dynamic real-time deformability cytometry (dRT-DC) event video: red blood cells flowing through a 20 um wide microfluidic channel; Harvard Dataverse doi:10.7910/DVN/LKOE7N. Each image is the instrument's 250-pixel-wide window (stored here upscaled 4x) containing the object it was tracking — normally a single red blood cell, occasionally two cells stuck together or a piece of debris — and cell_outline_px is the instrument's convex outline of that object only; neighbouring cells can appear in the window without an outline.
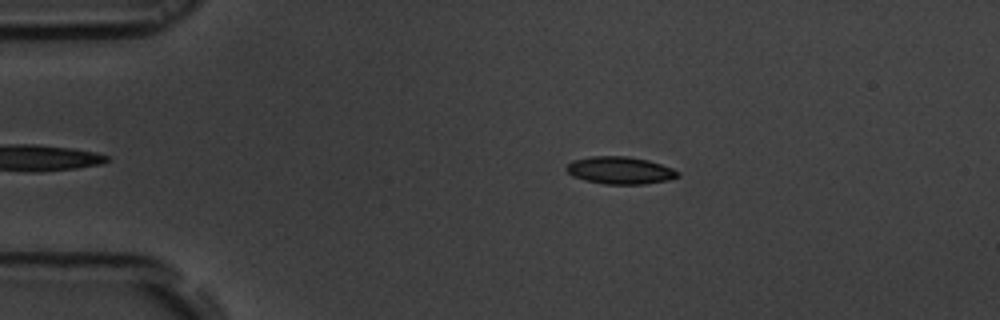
{"species": "common noctule bat (a hibernating species)", "species_latin": "Nyctalus noctula", "temperature_condition": "room temperature", "stored_images_in_passage": 47, "camera_frame_rate_fps": 3000, "um_per_image_px": 0.085, "animal": {"sex": "male", "body_mass_g": 19.5, "forearm_length_mm": 54.6}, "frame": {"image": 1, "passage_image": 10, "time_ms": 3.0, "image_size_px": [1000, 320], "cell_outline_px": [[680, 176], [668, 180], [644, 184], [604, 184], [584, 180], [572, 176], [564, 168], [572, 160], [588, 156], [628, 156], [648, 160], [672, 168], [680, 172]], "centroid_in_image_um": [52.68, 14.48], "position_along_channel_um": 32.3, "area_um2": 17.92}}
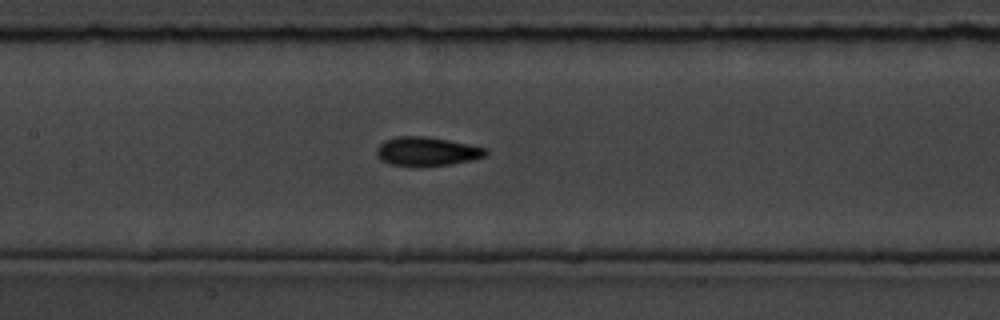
{"frame": {"image": 2, "passage_image": 25, "time_ms": 8.0, "image_size_px": [1000, 320], "cell_outline_px": [[488, 152], [484, 156], [472, 160], [452, 164], [392, 164], [380, 160], [376, 152], [376, 148], [384, 140], [396, 136], [424, 136], [448, 140], [488, 148]], "centroid_in_image_um": [36.29, 12.83], "position_along_channel_um": 171.1, "area_um2": 17.86}}
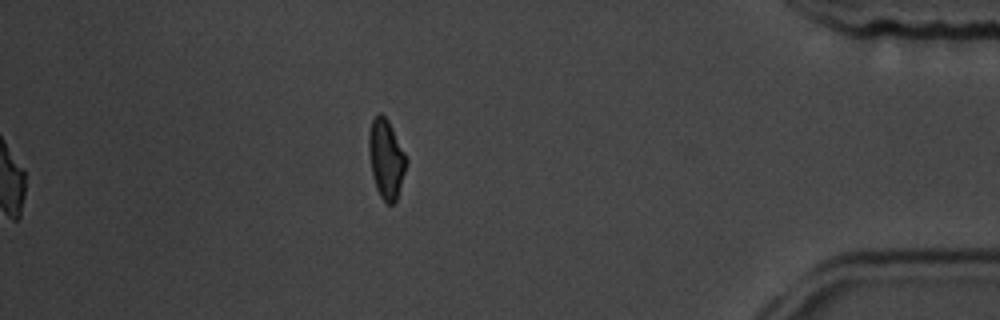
{"frame": {"image": 3, "passage_image": 47, "time_ms": 15.333, "image_size_px": [1000, 320], "cell_outline_px": [[408, 160], [396, 200], [392, 204], [388, 204], [380, 196], [376, 188], [372, 176], [368, 152], [368, 132], [372, 120], [376, 112], [380, 112], [388, 120]], "centroid_in_image_um": [32.79, 13.47], "position_along_channel_um": 402.4, "area_um2": 17.28}, "authors_computed_cell_mechanics": {"area_um2": 17.6868, "velocity_mm_per_s": 3.7279, "shape_relaxation_time_tau1_ms": 2.8797, "shape_relaxation_time_tau2_ms": 2.3446, "deformation_change_tau1": 0.1287, "deformation_change_tau2": 0.0834}}